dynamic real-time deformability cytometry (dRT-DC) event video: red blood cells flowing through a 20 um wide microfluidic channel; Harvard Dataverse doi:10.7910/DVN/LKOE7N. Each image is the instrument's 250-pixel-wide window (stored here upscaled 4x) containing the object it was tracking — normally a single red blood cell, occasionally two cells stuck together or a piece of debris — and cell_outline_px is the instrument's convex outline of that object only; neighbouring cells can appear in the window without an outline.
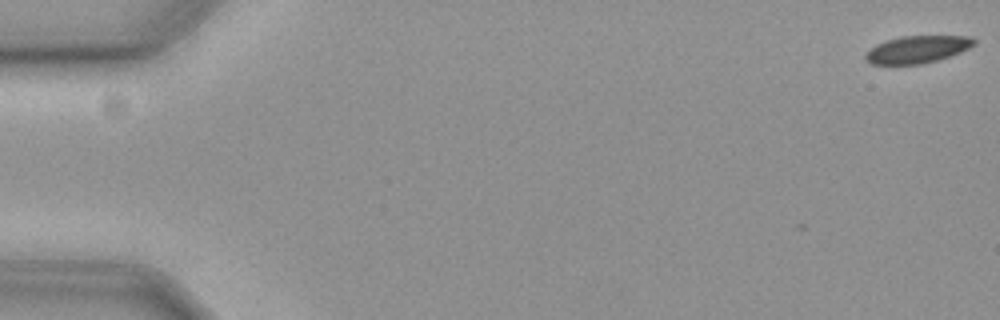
{"species": "common noctule bat (a hibernating species)", "species_latin": "Nyctalus noctula", "temperature_condition": "cold", "stored_images_in_passage": 9, "camera_frame_rate_fps": 3000, "um_per_image_px": 0.085, "animal": {"sex": "female", "body_mass_g": 19.3, "forearm_length_mm": 54.1}, "frame": {"image": 1, "passage_image": 1, "time_ms": 0.0, "image_size_px": [1000, 320], "cell_outline_px": [[976, 44], [960, 52], [936, 60], [920, 64], [872, 64], [864, 60], [864, 56], [876, 44], [900, 36], [972, 36], [976, 40]], "centroid_in_image_um": [77.98, 4.19], "position_along_channel_um": 7.0, "area_um2": 17.11}}